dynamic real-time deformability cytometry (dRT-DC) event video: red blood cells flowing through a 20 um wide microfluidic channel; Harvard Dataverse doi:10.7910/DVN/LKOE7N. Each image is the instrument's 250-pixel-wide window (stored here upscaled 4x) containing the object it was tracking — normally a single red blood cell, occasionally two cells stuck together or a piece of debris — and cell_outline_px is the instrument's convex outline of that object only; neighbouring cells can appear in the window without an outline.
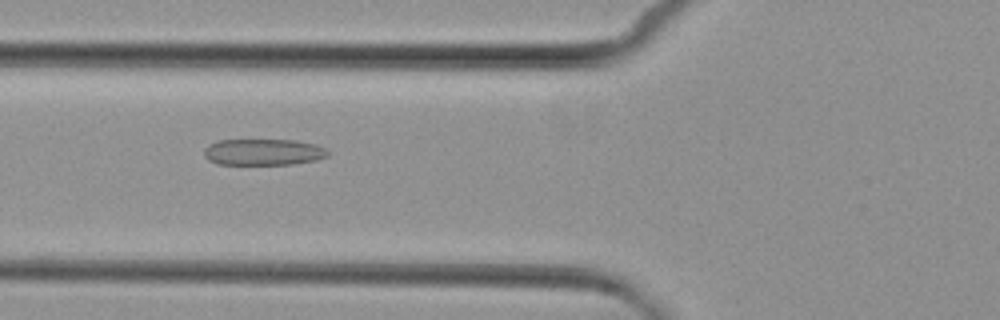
{"species": "common noctule bat (a hibernating species)", "species_latin": "Nyctalus noctula", "temperature_condition": "cold", "stored_images_in_passage": 7, "camera_frame_rate_fps": 3000, "um_per_image_px": 0.085, "animal": {"sex": "female", "body_mass_g": 29.2, "forearm_length_mm": 56.3}, "frame": {"image": 1, "passage_image": 6, "time_ms": 6.667, "image_size_px": [1000, 320], "cell_outline_px": [[328, 156], [316, 160], [292, 164], [216, 164], [208, 160], [204, 156], [204, 148], [208, 144], [220, 140], [296, 140], [316, 144], [328, 148]], "centroid_in_image_um": [22.39, 12.92], "position_along_channel_um": 103.4, "area_um2": 19.19}}
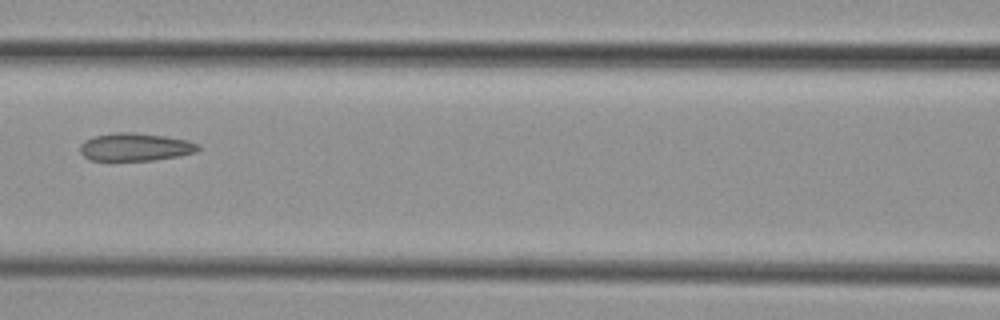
{"frame": {"image": 2, "passage_image": 7, "time_ms": 8.0, "image_size_px": [1000, 320], "cell_outline_px": [[200, 148], [196, 152], [180, 156], [152, 160], [88, 160], [80, 152], [80, 144], [84, 140], [92, 136], [112, 132], [136, 132], [164, 136], [188, 140], [200, 144]], "centroid_in_image_um": [11.48, 12.48], "position_along_channel_um": 155.1, "area_um2": 19.42}}